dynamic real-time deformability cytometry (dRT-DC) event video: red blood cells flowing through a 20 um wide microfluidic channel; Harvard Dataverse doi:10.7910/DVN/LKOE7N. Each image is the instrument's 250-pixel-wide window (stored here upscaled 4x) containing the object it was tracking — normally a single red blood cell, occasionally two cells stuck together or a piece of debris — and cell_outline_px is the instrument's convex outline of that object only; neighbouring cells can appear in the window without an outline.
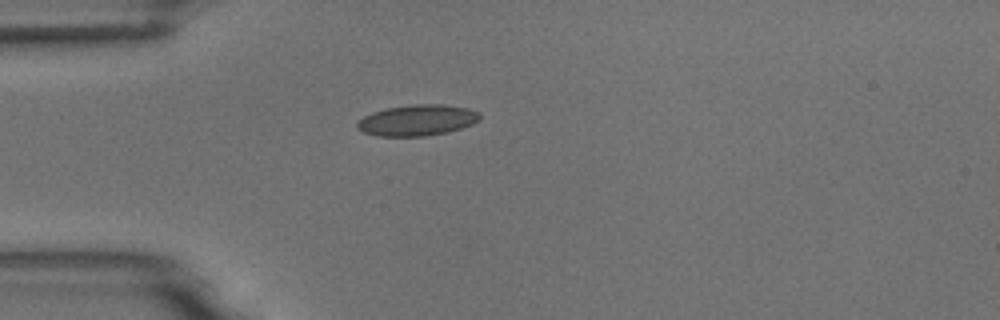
{"species": "common noctule bat (a hibernating species)", "species_latin": "Nyctalus noctula", "temperature_condition": "room temperature", "stored_images_in_passage": 1, "camera_frame_rate_fps": 3000, "um_per_image_px": 0.085, "animal": {"sex": "male", "body_mass_g": 18.8}, "frame": {"image": 1, "passage_image": 1, "time_ms": 0.0, "image_size_px": [1000, 320], "cell_outline_px": [[480, 120], [472, 124], [448, 132], [424, 136], [376, 136], [364, 132], [356, 128], [356, 124], [364, 116], [372, 112], [388, 108], [412, 104], [440, 104], [468, 108], [480, 112]], "centroid_in_image_um": [35.47, 10.22], "position_along_channel_um": 49.5, "area_um2": 22.14}}